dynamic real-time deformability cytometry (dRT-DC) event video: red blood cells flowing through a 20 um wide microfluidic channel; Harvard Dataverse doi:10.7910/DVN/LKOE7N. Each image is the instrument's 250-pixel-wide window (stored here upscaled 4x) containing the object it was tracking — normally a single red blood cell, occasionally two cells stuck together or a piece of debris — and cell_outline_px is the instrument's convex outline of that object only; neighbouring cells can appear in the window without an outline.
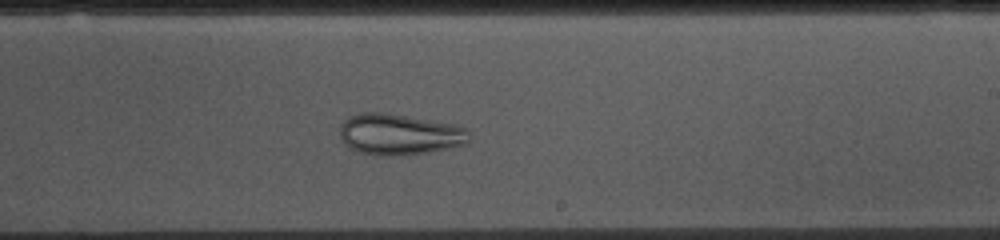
{"species": "common noctule bat (a hibernating species)", "species_latin": "Nyctalus noctula", "temperature_condition": "cold", "stored_images_in_passage": 54, "camera_frame_rate_fps": 3000, "um_per_image_px": 0.085, "animal": {"sex": "female", "body_mass_g": 10.0, "forearm_length_mm": 53.1}, "frame": {"image": 1, "passage_image": 31, "time_ms": 10.0, "image_size_px": [1000, 240], "cell_outline_px": [[472, 140], [464, 144], [448, 148], [404, 156], [372, 156], [348, 148], [344, 144], [340, 136], [340, 124], [348, 116], [356, 112], [384, 112], [456, 124], [468, 128]], "centroid_in_image_um": [33.93, 11.42], "position_along_channel_um": 255.1, "area_um2": 31.73}}
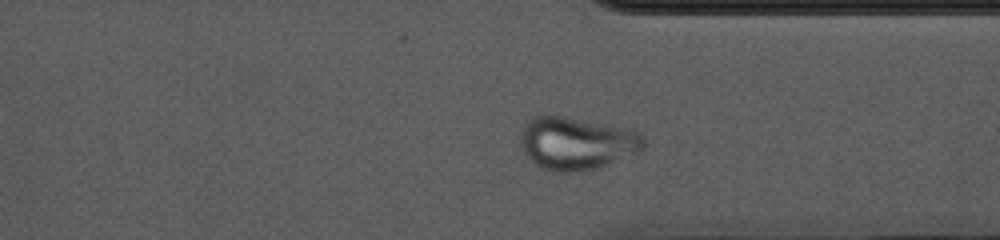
{"frame": {"image": 2, "passage_image": 40, "time_ms": 13.0, "image_size_px": [1000, 240], "cell_outline_px": [[644, 144], [636, 152], [596, 168], [580, 172], [556, 172], [544, 168], [536, 164], [524, 152], [520, 144], [520, 136], [524, 124], [532, 116], [564, 116], [632, 128], [640, 132], [644, 140]], "centroid_in_image_um": [48.99, 12.15], "position_along_channel_um": 362.4, "area_um2": 37.69}}
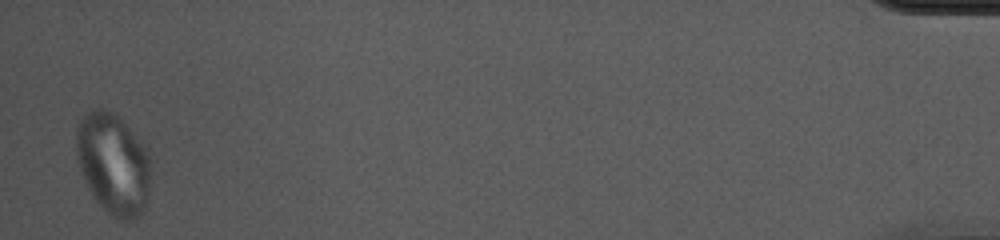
{"frame": {"image": 3, "passage_image": 53, "time_ms": 17.333, "image_size_px": [1000, 240], "cell_outline_px": [[152, 160], [148, 196], [144, 212], [140, 216], [132, 220], [120, 220], [112, 216], [96, 200], [88, 188], [80, 168], [76, 152], [76, 132], [80, 120], [88, 112], [96, 108], [104, 108], [116, 116], [148, 148]], "centroid_in_image_um": [9.67, 13.95], "position_along_channel_um": 425.5, "area_um2": 44.04}}